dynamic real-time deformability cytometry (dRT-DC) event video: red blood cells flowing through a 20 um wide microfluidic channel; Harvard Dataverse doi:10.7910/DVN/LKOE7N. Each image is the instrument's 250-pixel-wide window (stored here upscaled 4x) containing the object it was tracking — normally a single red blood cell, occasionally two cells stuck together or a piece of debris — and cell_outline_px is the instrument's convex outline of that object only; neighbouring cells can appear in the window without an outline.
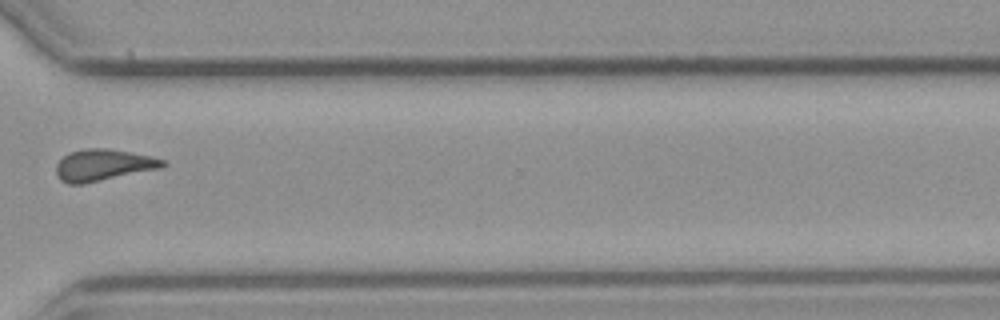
{"species": "common noctule bat (a hibernating species)", "species_latin": "Nyctalus noctula", "temperature_condition": "cold", "stored_images_in_passage": 15, "camera_frame_rate_fps": 3000, "um_per_image_px": 0.085, "animal": {"sex": "male", "body_mass_g": 23.1, "forearm_length_mm": 52.7}, "frame": {"image": 1, "passage_image": 11, "time_ms": 12.667, "image_size_px": [1000, 320], "cell_outline_px": [[168, 164], [160, 168], [84, 184], [68, 184], [60, 180], [56, 172], [56, 164], [68, 152], [84, 148], [108, 148], [152, 156], [164, 160]], "centroid_in_image_um": [8.76, 14.02], "position_along_channel_um": 361.8, "area_um2": 19.71}}
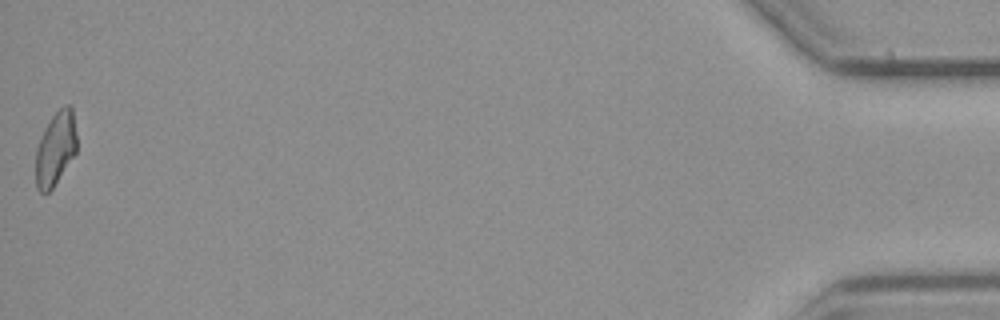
{"frame": {"image": 2, "passage_image": 15, "time_ms": 17.333, "image_size_px": [1000, 320], "cell_outline_px": [[76, 152], [52, 188], [48, 192], [40, 192], [36, 188], [36, 148], [44, 128], [52, 116], [64, 104], [72, 104], [76, 132]], "centroid_in_image_um": [4.72, 12.59], "position_along_channel_um": 430.5, "area_um2": 17.57}}